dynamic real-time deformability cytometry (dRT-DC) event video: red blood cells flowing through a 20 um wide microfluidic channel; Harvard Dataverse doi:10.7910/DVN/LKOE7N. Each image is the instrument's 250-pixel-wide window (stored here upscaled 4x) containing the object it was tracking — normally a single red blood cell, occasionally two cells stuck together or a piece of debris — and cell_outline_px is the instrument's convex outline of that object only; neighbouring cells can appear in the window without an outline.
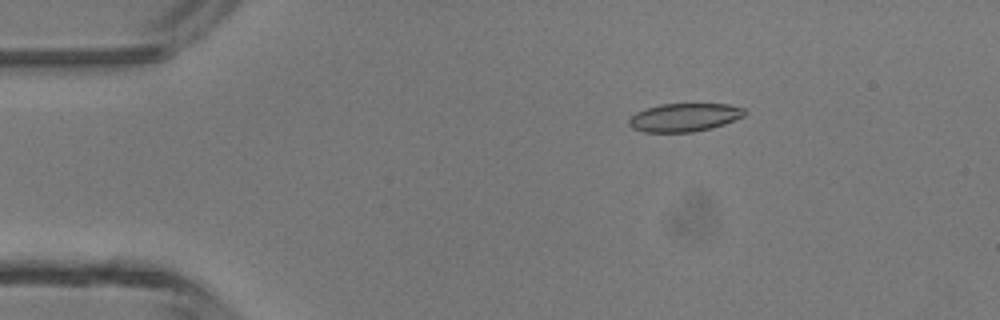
{"species": "common noctule bat (a hibernating species)", "species_latin": "Nyctalus noctula", "temperature_condition": "room temperature", "stored_images_in_passage": 47, "camera_frame_rate_fps": 3000, "um_per_image_px": 0.085, "animal": {"sex": "male", "body_mass_g": 13.3}, "frame": {"image": 1, "passage_image": 8, "time_ms": 2.333, "image_size_px": [1000, 320], "cell_outline_px": [[748, 112], [744, 116], [724, 124], [712, 128], [692, 132], [644, 132], [632, 128], [628, 124], [628, 120], [636, 112], [644, 108], [660, 104], [728, 104], [744, 108]], "centroid_in_image_um": [58.17, 9.97], "position_along_channel_um": 26.8, "area_um2": 19.19}}
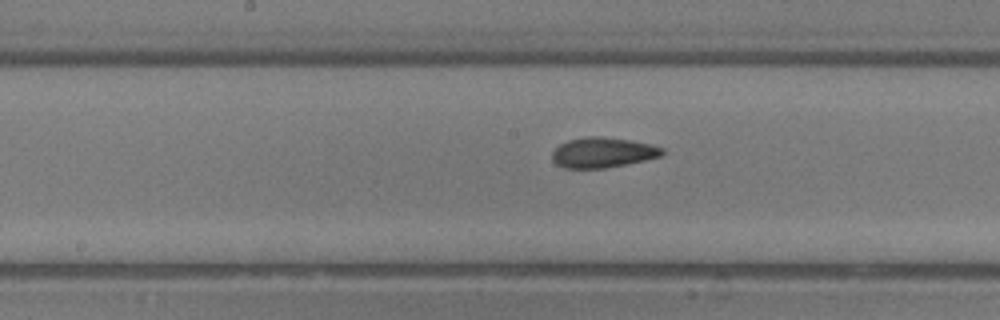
{"frame": {"image": 2, "passage_image": 24, "time_ms": 7.667, "image_size_px": [1000, 320], "cell_outline_px": [[664, 152], [660, 156], [644, 160], [604, 168], [564, 168], [556, 164], [552, 160], [552, 152], [560, 144], [568, 140], [588, 136], [600, 136], [632, 140], [652, 144], [664, 148]], "centroid_in_image_um": [51.23, 12.95], "position_along_channel_um": 197.0, "area_um2": 19.36}}
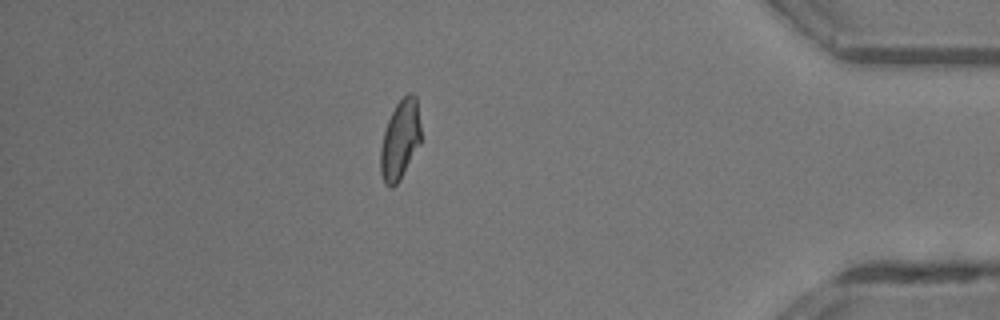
{"frame": {"image": 3, "passage_image": 41, "time_ms": 13.333, "image_size_px": [1000, 320], "cell_outline_px": [[420, 144], [400, 180], [392, 188], [388, 188], [384, 184], [380, 172], [380, 148], [384, 132], [388, 120], [396, 104], [408, 92], [412, 92], [416, 96], [420, 124]], "centroid_in_image_um": [34.0, 11.91], "position_along_channel_um": 401.2, "area_um2": 18.79}, "authors_computed_cell_mechanics": {"area_um2": 19.2474, "velocity_mm_per_s": 4.3725, "shape_relaxation_time_tau1_ms": 7.4802, "shape_relaxation_time_tau2_ms": 1.7783, "deformation_change_tau1": 0.1774, "deformation_change_tau2": 0.0785}}